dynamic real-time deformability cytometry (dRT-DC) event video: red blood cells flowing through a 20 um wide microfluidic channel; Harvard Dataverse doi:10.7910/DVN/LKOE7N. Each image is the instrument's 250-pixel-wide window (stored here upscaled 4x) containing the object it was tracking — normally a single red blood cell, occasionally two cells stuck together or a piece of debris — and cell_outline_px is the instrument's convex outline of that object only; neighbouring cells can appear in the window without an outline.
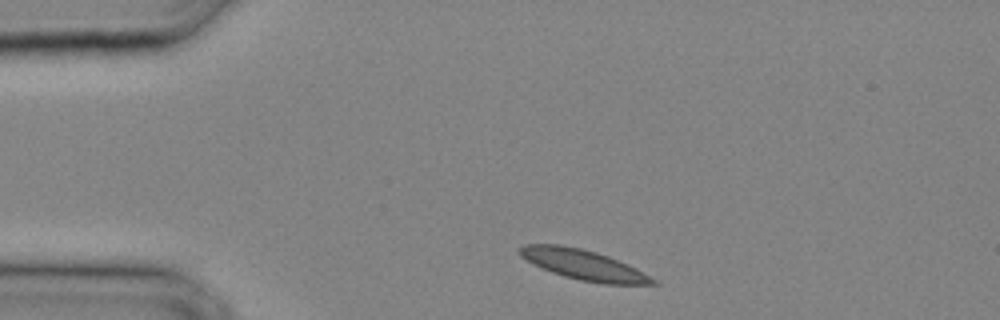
{"species": "common noctule bat (a hibernating species)", "species_latin": "Nyctalus noctula", "temperature_condition": "cold", "stored_images_in_passage": 25, "camera_frame_rate_fps": 3000, "um_per_image_px": 0.085, "animal": {"sex": "male", "body_mass_g": 20.4}, "frame": {"image": 1, "passage_image": 1, "time_ms": 0.0, "image_size_px": [1000, 320], "cell_outline_px": [[660, 284], [604, 284], [580, 280], [564, 276], [540, 268], [532, 264], [520, 256], [520, 248], [524, 244], [560, 244], [580, 248], [596, 252], [608, 256], [628, 264], [636, 268], [656, 280]], "centroid_in_image_um": [49.58, 22.5], "position_along_channel_um": 35.4, "area_um2": 23.29}}
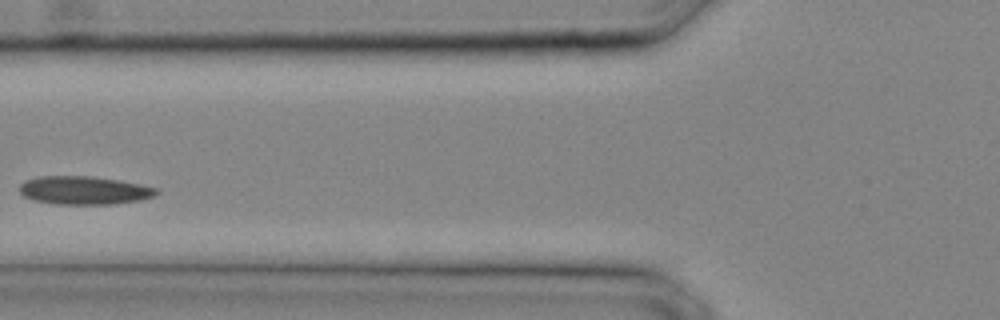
{"frame": {"image": 2, "passage_image": 7, "time_ms": 2.0, "image_size_px": [1000, 320], "cell_outline_px": [[160, 192], [152, 196], [140, 200], [112, 204], [56, 204], [32, 200], [24, 196], [20, 192], [20, 184], [24, 180], [40, 176], [88, 176], [120, 180], [140, 184], [156, 188]], "centroid_in_image_um": [7.12, 16.17], "position_along_channel_um": 118.7, "area_um2": 22.54}}
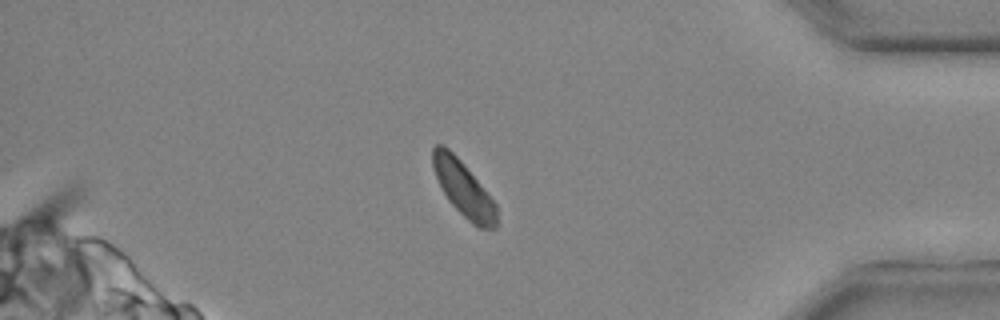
{"frame": {"image": 3, "passage_image": 22, "time_ms": 7.0, "image_size_px": [1000, 320], "cell_outline_px": [[496, 228], [480, 228], [472, 224], [448, 200], [436, 176], [432, 164], [432, 148], [436, 144], [444, 144], [460, 160], [496, 204]], "centroid_in_image_um": [39.37, 16.03], "position_along_channel_um": 395.8, "area_um2": 19.94}}